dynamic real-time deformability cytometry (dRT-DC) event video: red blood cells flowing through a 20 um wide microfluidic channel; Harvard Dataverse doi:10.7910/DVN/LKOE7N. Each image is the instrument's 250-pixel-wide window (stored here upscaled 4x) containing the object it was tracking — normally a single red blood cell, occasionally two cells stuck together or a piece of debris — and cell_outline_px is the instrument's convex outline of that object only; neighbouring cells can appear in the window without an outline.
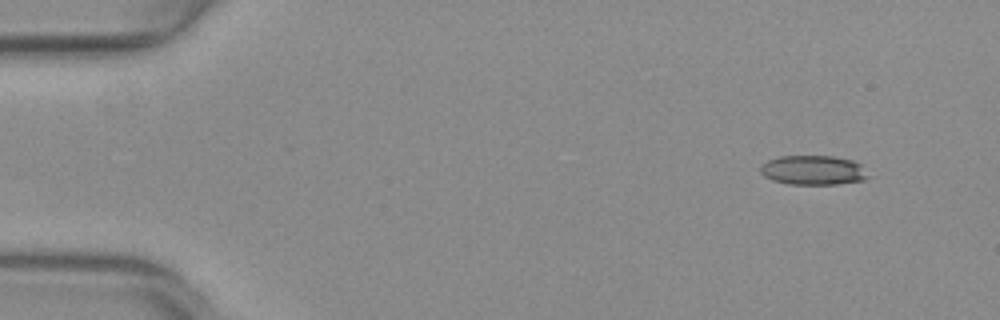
{"species": "common noctule bat (a hibernating species)", "species_latin": "Nyctalus noctula", "temperature_condition": "warm", "stored_images_in_passage": 48, "camera_frame_rate_fps": 3000, "um_per_image_px": 0.085, "animal": {"sex": "female", "body_mass_g": 29.2, "forearm_length_mm": 56.3}, "frame": {"image": 1, "passage_image": 1, "time_ms": 0.0, "image_size_px": [1000, 320], "cell_outline_px": [[872, 176], [864, 180], [836, 184], [788, 184], [772, 180], [764, 176], [760, 172], [760, 168], [768, 160], [780, 156], [832, 156], [852, 160], [864, 164]], "centroid_in_image_um": [69.21, 14.46], "position_along_channel_um": 15.8, "area_um2": 18.79}}
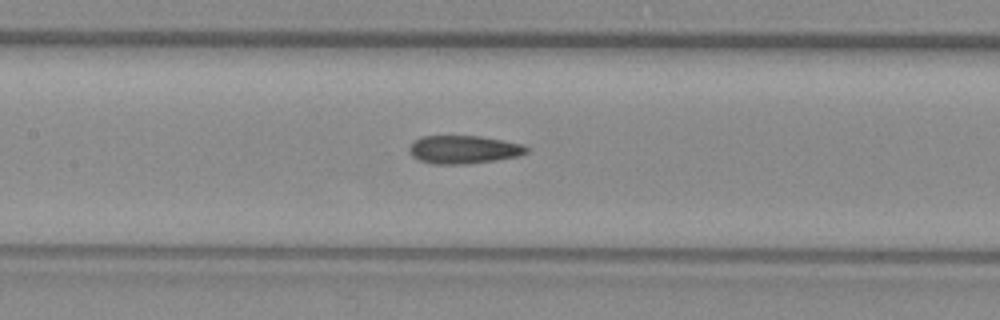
{"frame": {"image": 2, "passage_image": 21, "time_ms": 6.667, "image_size_px": [1000, 320], "cell_outline_px": [[528, 152], [520, 156], [496, 160], [464, 164], [432, 164], [420, 160], [412, 156], [408, 148], [416, 140], [424, 136], [480, 136], [520, 144], [528, 148]], "centroid_in_image_um": [39.41, 12.72], "position_along_channel_um": 168.0, "area_um2": 19.02}}
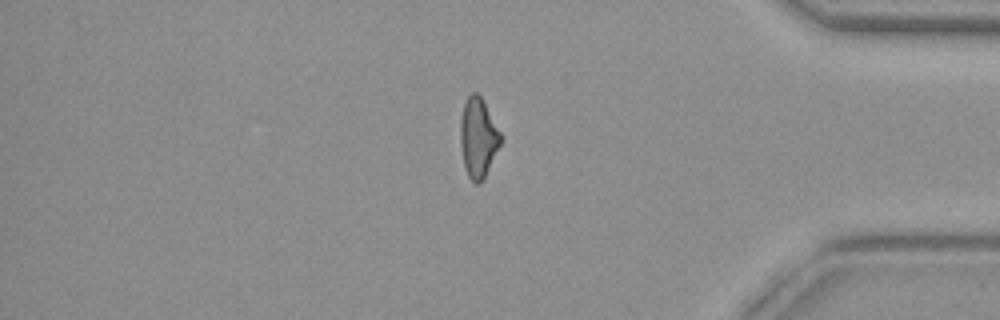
{"frame": {"image": 3, "passage_image": 40, "time_ms": 13.0, "image_size_px": [1000, 320], "cell_outline_px": [[500, 144], [480, 184], [476, 184], [468, 176], [464, 168], [460, 144], [460, 120], [464, 104], [468, 96], [472, 92], [476, 92], [480, 96], [500, 132]], "centroid_in_image_um": [40.6, 11.71], "position_along_channel_um": 394.6, "area_um2": 18.21}}